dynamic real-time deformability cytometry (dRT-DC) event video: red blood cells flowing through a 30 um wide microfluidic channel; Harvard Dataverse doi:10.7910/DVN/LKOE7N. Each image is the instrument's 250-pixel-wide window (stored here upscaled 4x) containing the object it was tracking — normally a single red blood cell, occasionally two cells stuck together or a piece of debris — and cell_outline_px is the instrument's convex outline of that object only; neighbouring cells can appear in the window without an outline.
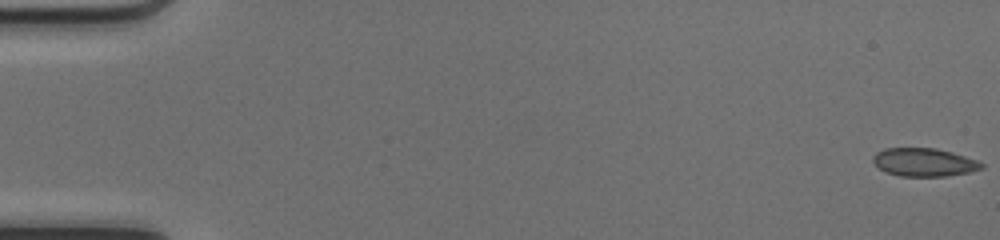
{"species": "common noctule bat (a hibernating species)", "species_latin": "Nyctalus noctula", "temperature_condition": "cold", "stored_images_in_passage": 50, "camera_frame_rate_fps": 3000, "um_per_image_px": 0.085, "animal": {"sex": "female", "body_mass_g": 17.0, "forearm_length_mm": 48.0}, "frame": {"image": 1, "passage_image": 1, "time_ms": 0.0, "image_size_px": [1000, 240], "cell_outline_px": [[984, 168], [968, 172], [944, 176], [900, 176], [884, 172], [872, 160], [872, 156], [876, 152], [884, 148], [936, 148], [952, 152], [976, 160], [984, 164]], "centroid_in_image_um": [78.52, 13.79], "position_along_channel_um": 6.5, "area_um2": 17.8}}
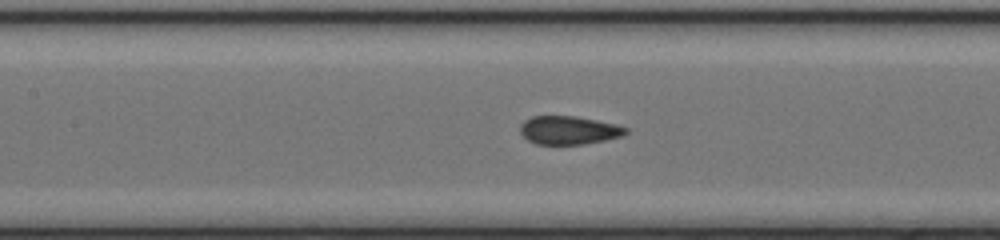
{"frame": {"image": 2, "passage_image": 24, "time_ms": 7.667, "image_size_px": [1000, 240], "cell_outline_px": [[628, 132], [624, 136], [584, 144], [536, 144], [528, 140], [520, 132], [520, 124], [524, 120], [532, 116], [576, 116], [616, 124], [628, 128]], "centroid_in_image_um": [48.36, 11.06], "position_along_channel_um": 159.0, "area_um2": 17.51}}
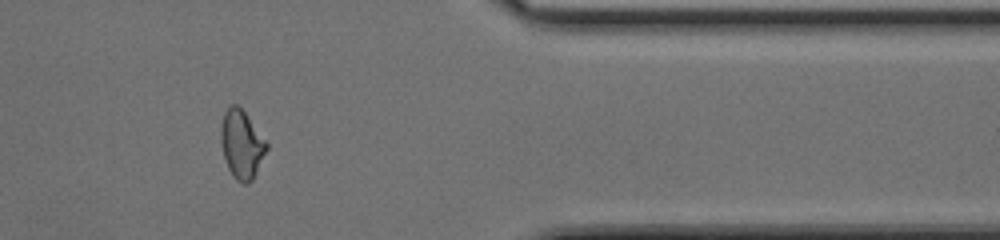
{"frame": {"image": 3, "passage_image": 42, "time_ms": 13.667, "image_size_px": [1000, 240], "cell_outline_px": [[268, 148], [252, 180], [248, 184], [244, 184], [236, 180], [232, 176], [228, 168], [224, 156], [220, 140], [220, 128], [224, 112], [232, 104], [236, 104], [244, 112], [268, 144]], "centroid_in_image_um": [20.52, 12.29], "position_along_channel_um": 390.9, "area_um2": 17.98}, "authors_computed_cell_mechanics": {"area_um2": 18.1492, "velocity_mm_per_s": 4.1986, "shape_relaxation_time_tau1_ms": 11.3307, "shape_relaxation_time_tau2_ms": 0.6723, "deformation_change_tau1": 0.2048, "deformation_change_tau2": 0.0446}}